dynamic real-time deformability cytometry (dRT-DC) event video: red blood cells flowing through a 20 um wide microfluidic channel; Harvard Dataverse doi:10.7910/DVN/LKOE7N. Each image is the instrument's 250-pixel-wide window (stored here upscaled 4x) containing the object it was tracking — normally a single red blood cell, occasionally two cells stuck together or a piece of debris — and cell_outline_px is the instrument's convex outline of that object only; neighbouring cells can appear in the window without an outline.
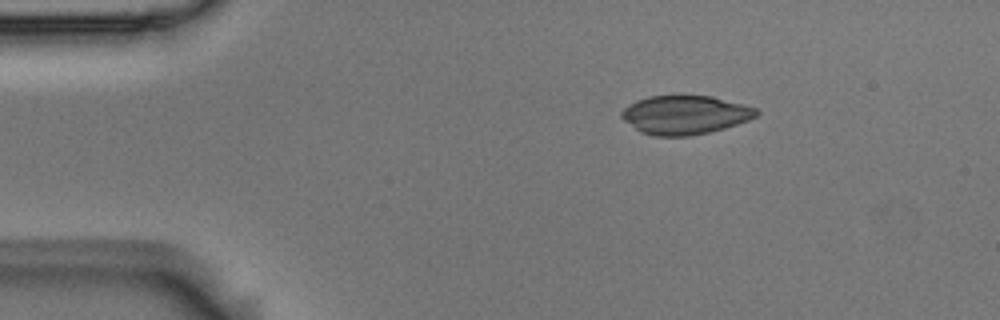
{"species": "Egyptian fruit bat (a non-hibernating species)", "species_latin": "Rousettus aegyptiacus", "temperature_condition": "room temperature", "stored_images_in_passage": 2, "camera_frame_rate_fps": 3000, "um_per_image_px": 0.085, "animal": {"sex": "male"}, "frame": {"image": 1, "passage_image": 1, "time_ms": 0.0, "image_size_px": [1000, 320], "cell_outline_px": [[760, 112], [756, 116], [748, 120], [724, 128], [708, 132], [688, 136], [652, 136], [640, 132], [624, 120], [620, 116], [620, 112], [628, 104], [636, 100], [648, 96], [680, 92], [712, 96], [744, 104], [756, 108]], "centroid_in_image_um": [58.19, 9.71], "position_along_channel_um": 26.8, "area_um2": 31.39}}